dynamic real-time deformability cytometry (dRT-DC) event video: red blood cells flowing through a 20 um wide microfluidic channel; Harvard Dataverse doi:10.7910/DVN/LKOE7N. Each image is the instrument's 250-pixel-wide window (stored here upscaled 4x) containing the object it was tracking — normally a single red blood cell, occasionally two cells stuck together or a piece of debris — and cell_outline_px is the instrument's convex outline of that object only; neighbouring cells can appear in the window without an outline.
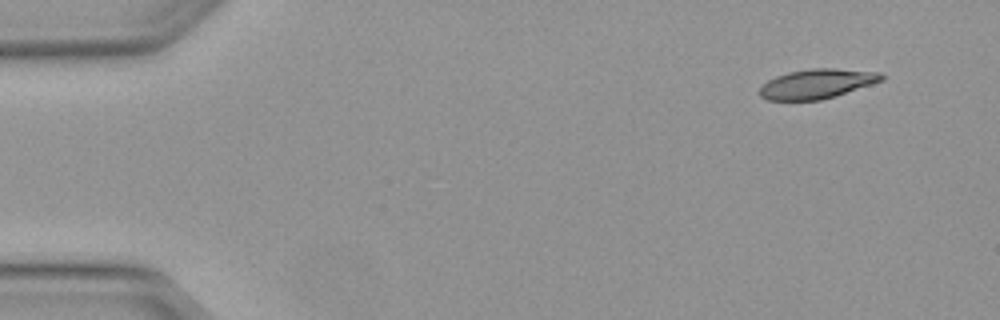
{"species": "Egyptian fruit bat (a non-hibernating species)", "species_latin": "Rousettus aegyptiacus", "temperature_condition": "warm", "stored_images_in_passage": 8, "camera_frame_rate_fps": 3000, "um_per_image_px": 0.085, "animal": {"sex": "female"}, "frame": {"image": 1, "passage_image": 1, "time_ms": 0.0, "image_size_px": [1000, 320], "cell_outline_px": [[884, 80], [836, 96], [820, 100], [768, 100], [760, 96], [760, 88], [768, 80], [776, 76], [788, 72], [812, 68], [832, 68], [880, 72], [884, 76]], "centroid_in_image_um": [69.46, 7.12], "position_along_channel_um": 15.5, "area_um2": 20.92}}